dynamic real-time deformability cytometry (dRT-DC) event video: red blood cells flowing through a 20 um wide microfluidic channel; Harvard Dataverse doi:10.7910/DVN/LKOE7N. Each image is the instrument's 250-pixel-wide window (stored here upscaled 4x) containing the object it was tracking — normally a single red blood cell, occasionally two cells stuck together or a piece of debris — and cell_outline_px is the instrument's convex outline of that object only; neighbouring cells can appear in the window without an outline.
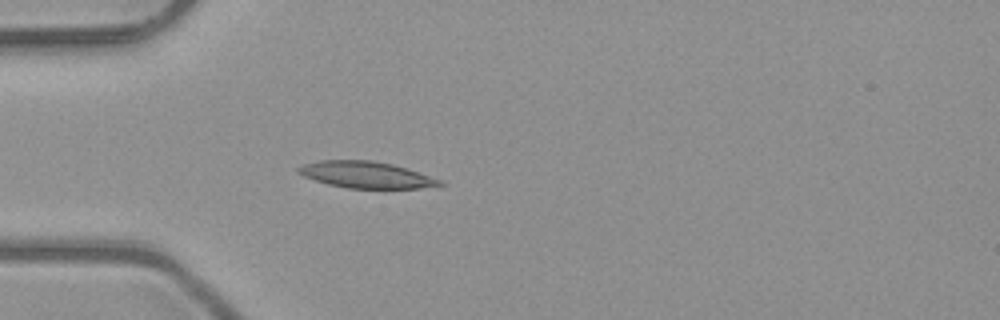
{"species": "common noctule bat (a hibernating species)", "species_latin": "Nyctalus noctula", "temperature_condition": "room temperature", "stored_images_in_passage": 5, "camera_frame_rate_fps": 3000, "um_per_image_px": 0.085, "animal": {"sex": "male", "body_mass_g": 23.1, "forearm_length_mm": 52.7}, "frame": {"image": 1, "passage_image": 5, "time_ms": 1.333, "image_size_px": [1000, 320], "cell_outline_px": [[444, 184], [420, 188], [348, 188], [328, 184], [304, 176], [296, 172], [296, 168], [304, 164], [320, 160], [372, 160], [392, 164], [440, 180]], "centroid_in_image_um": [31.04, 14.85], "position_along_channel_um": 54.0, "area_um2": 21.44}}